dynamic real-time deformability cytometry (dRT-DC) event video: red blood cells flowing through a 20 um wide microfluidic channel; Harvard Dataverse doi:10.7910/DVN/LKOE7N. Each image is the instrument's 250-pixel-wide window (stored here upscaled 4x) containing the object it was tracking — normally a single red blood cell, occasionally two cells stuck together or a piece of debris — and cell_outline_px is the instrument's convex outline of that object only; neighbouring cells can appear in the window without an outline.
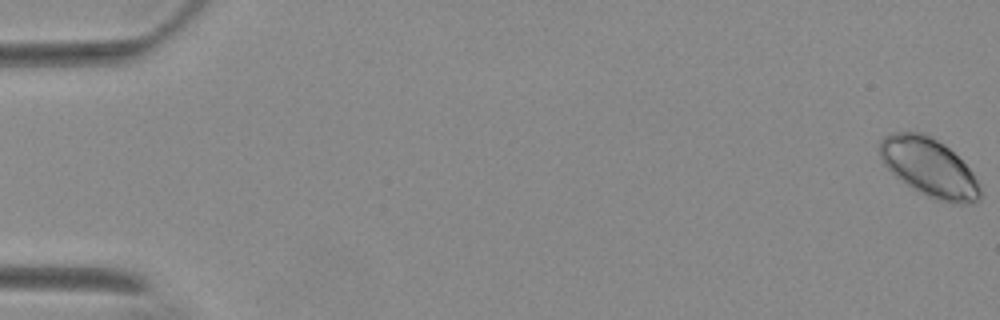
{"species": "Egyptian fruit bat (a non-hibernating species)", "species_latin": "Rousettus aegyptiacus", "temperature_condition": "warm", "stored_images_in_passage": 40, "camera_frame_rate_fps": 3000, "um_per_image_px": 0.085, "animal": {"sex": "female"}, "frame": {"image": 1, "passage_image": 1, "time_ms": 0.0, "image_size_px": [1000, 320], "cell_outline_px": [[980, 196], [976, 200], [940, 200], [900, 180], [884, 164], [880, 156], [880, 140], [884, 136], [896, 132], [920, 132], [936, 140], [948, 148], [972, 172], [980, 184]], "centroid_in_image_um": [78.92, 14.15], "position_along_channel_um": 6.1, "area_um2": 32.43}}
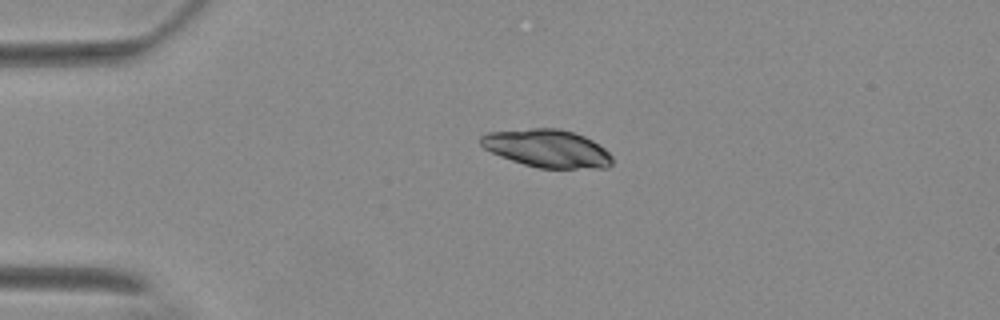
{"frame": {"image": 2, "passage_image": 10, "time_ms": 3.0, "image_size_px": [1000, 320], "cell_outline_px": [[612, 164], [608, 168], [540, 168], [524, 164], [500, 156], [484, 148], [480, 144], [480, 136], [488, 132], [532, 128], [560, 128], [584, 136], [592, 140], [604, 148], [612, 156]], "centroid_in_image_um": [46.52, 12.61], "position_along_channel_um": 38.5, "area_um2": 28.96}}